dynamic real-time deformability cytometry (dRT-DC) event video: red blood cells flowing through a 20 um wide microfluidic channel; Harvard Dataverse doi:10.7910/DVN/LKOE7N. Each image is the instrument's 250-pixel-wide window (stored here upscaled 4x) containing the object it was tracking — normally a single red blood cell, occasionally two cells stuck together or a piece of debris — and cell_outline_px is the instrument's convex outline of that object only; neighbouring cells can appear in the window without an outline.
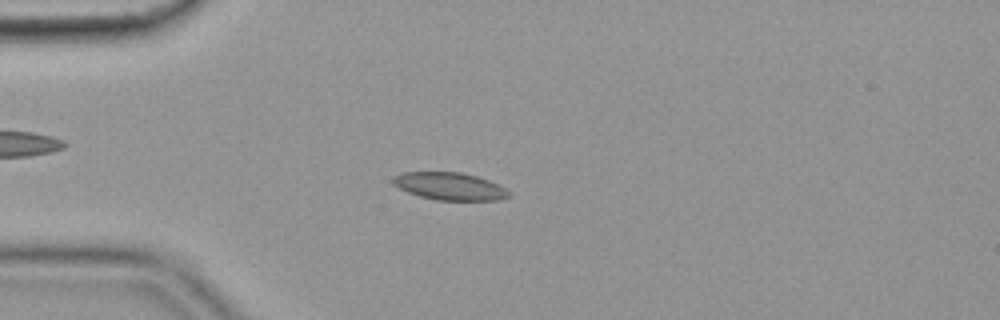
{"species": "common noctule bat (a hibernating species)", "species_latin": "Nyctalus noctula", "temperature_condition": "cold", "stored_images_in_passage": 52, "camera_frame_rate_fps": 3000, "um_per_image_px": 0.085, "animal": {"sex": "female", "body_mass_g": 19.9}, "frame": {"image": 1, "passage_image": 11, "time_ms": 3.333, "image_size_px": [1000, 320], "cell_outline_px": [[512, 196], [496, 200], [436, 200], [420, 196], [408, 192], [392, 184], [392, 176], [404, 172], [460, 172], [476, 176], [488, 180], [512, 192]], "centroid_in_image_um": [38.22, 15.83], "position_along_channel_um": 46.8, "area_um2": 18.55}}
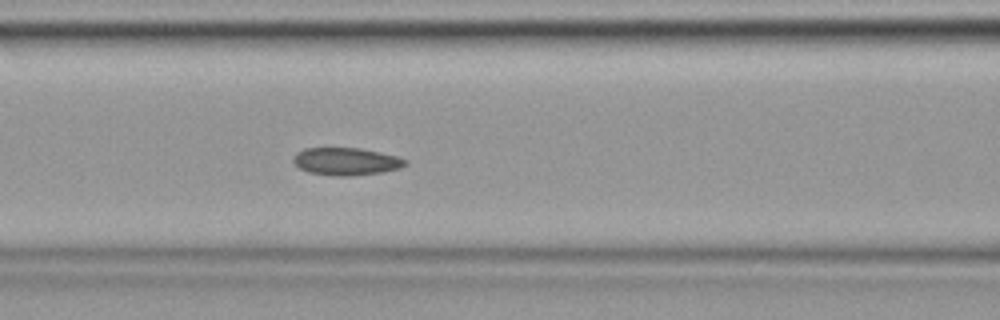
{"frame": {"image": 2, "passage_image": 20, "time_ms": 6.333, "image_size_px": [1000, 320], "cell_outline_px": [[408, 164], [400, 168], [380, 172], [352, 176], [336, 176], [308, 172], [300, 168], [292, 160], [292, 156], [296, 152], [304, 148], [360, 148], [380, 152], [396, 156], [408, 160]], "centroid_in_image_um": [29.41, 13.71], "position_along_channel_um": 137.2, "area_um2": 18.03}}
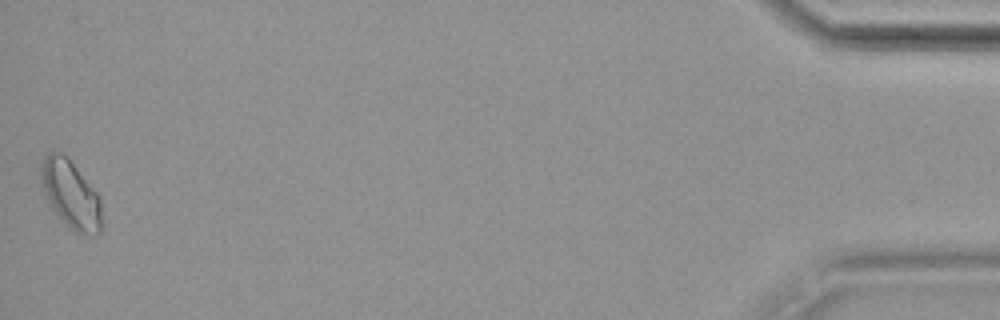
{"frame": {"image": 3, "passage_image": 52, "time_ms": 17.0, "image_size_px": [1000, 320], "cell_outline_px": [[100, 232], [96, 236], [84, 236], [76, 232], [64, 224], [48, 208], [44, 196], [40, 176], [40, 164], [44, 156], [48, 152], [60, 152], [68, 156], [100, 196]], "centroid_in_image_um": [5.96, 16.53], "position_along_channel_um": 429.2, "area_um2": 24.85}, "authors_computed_cell_mechanics": {"area_um2": 18.1781, "velocity_mm_per_s": 3.5826, "shape_relaxation_time_tau1_ms": null, "shape_relaxation_time_tau2_ms": 4.0752, "deformation_change_tau1": null, "deformation_change_tau2": 0.0857}}